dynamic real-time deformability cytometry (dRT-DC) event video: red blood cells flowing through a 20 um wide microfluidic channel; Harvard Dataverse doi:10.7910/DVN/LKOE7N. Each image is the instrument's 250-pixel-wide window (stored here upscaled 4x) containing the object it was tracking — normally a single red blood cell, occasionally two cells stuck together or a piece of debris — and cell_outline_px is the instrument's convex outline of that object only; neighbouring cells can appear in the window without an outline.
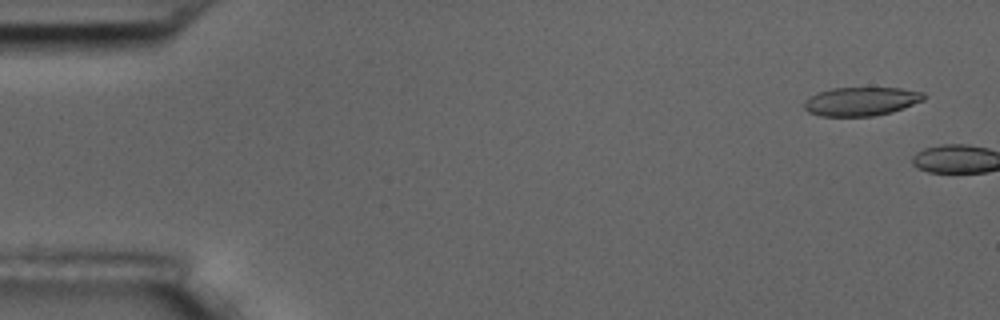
{"species": "common noctule bat (a hibernating species)", "species_latin": "Nyctalus noctula", "temperature_condition": "room temperature", "stored_images_in_passage": 2, "camera_frame_rate_fps": 3000, "um_per_image_px": 0.085, "animal": {"sex": "male", "body_mass_g": 17.5, "forearm_length_mm": 52.3}, "frame": {"image": 1, "passage_image": 1, "time_ms": 0.0, "image_size_px": [1000, 320], "cell_outline_px": [[924, 100], [904, 108], [892, 112], [872, 116], [820, 116], [808, 112], [804, 108], [804, 100], [816, 92], [832, 88], [900, 88], [924, 92]], "centroid_in_image_um": [73.17, 8.62], "position_along_channel_um": 11.8, "area_um2": 20.11}}